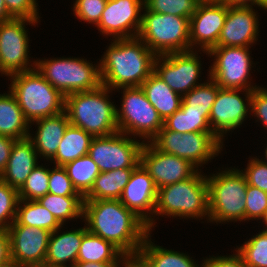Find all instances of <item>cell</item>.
<instances>
[{
  "label": "cell",
  "mask_w": 267,
  "mask_h": 267,
  "mask_svg": "<svg viewBox=\"0 0 267 267\" xmlns=\"http://www.w3.org/2000/svg\"><path fill=\"white\" fill-rule=\"evenodd\" d=\"M83 217L89 232L111 242L125 256L137 255L150 235L148 225L120 200H84Z\"/></svg>",
  "instance_id": "obj_1"
},
{
  "label": "cell",
  "mask_w": 267,
  "mask_h": 267,
  "mask_svg": "<svg viewBox=\"0 0 267 267\" xmlns=\"http://www.w3.org/2000/svg\"><path fill=\"white\" fill-rule=\"evenodd\" d=\"M105 53L99 64L101 81L111 91L141 86L154 72L156 55L139 37L115 38Z\"/></svg>",
  "instance_id": "obj_2"
},
{
  "label": "cell",
  "mask_w": 267,
  "mask_h": 267,
  "mask_svg": "<svg viewBox=\"0 0 267 267\" xmlns=\"http://www.w3.org/2000/svg\"><path fill=\"white\" fill-rule=\"evenodd\" d=\"M108 87L101 85L91 91L75 92L65 96V111L71 125L82 128L93 137L119 132L116 107L107 95Z\"/></svg>",
  "instance_id": "obj_3"
},
{
  "label": "cell",
  "mask_w": 267,
  "mask_h": 267,
  "mask_svg": "<svg viewBox=\"0 0 267 267\" xmlns=\"http://www.w3.org/2000/svg\"><path fill=\"white\" fill-rule=\"evenodd\" d=\"M10 91L30 124L65 110V96L55 89L37 69L11 75Z\"/></svg>",
  "instance_id": "obj_4"
},
{
  "label": "cell",
  "mask_w": 267,
  "mask_h": 267,
  "mask_svg": "<svg viewBox=\"0 0 267 267\" xmlns=\"http://www.w3.org/2000/svg\"><path fill=\"white\" fill-rule=\"evenodd\" d=\"M154 214L209 218L207 178L197 171L186 180L158 189Z\"/></svg>",
  "instance_id": "obj_5"
},
{
  "label": "cell",
  "mask_w": 267,
  "mask_h": 267,
  "mask_svg": "<svg viewBox=\"0 0 267 267\" xmlns=\"http://www.w3.org/2000/svg\"><path fill=\"white\" fill-rule=\"evenodd\" d=\"M143 9L138 37L156 56L190 51L188 18Z\"/></svg>",
  "instance_id": "obj_6"
},
{
  "label": "cell",
  "mask_w": 267,
  "mask_h": 267,
  "mask_svg": "<svg viewBox=\"0 0 267 267\" xmlns=\"http://www.w3.org/2000/svg\"><path fill=\"white\" fill-rule=\"evenodd\" d=\"M210 222L245 221L247 181L238 169L206 177Z\"/></svg>",
  "instance_id": "obj_7"
},
{
  "label": "cell",
  "mask_w": 267,
  "mask_h": 267,
  "mask_svg": "<svg viewBox=\"0 0 267 267\" xmlns=\"http://www.w3.org/2000/svg\"><path fill=\"white\" fill-rule=\"evenodd\" d=\"M36 61L34 66L37 71L64 96L91 91L102 85L99 65L94 67L84 59L57 58Z\"/></svg>",
  "instance_id": "obj_8"
},
{
  "label": "cell",
  "mask_w": 267,
  "mask_h": 267,
  "mask_svg": "<svg viewBox=\"0 0 267 267\" xmlns=\"http://www.w3.org/2000/svg\"><path fill=\"white\" fill-rule=\"evenodd\" d=\"M121 110L116 109L119 132L152 140L163 128L164 121L148 101L140 86L125 87Z\"/></svg>",
  "instance_id": "obj_9"
},
{
  "label": "cell",
  "mask_w": 267,
  "mask_h": 267,
  "mask_svg": "<svg viewBox=\"0 0 267 267\" xmlns=\"http://www.w3.org/2000/svg\"><path fill=\"white\" fill-rule=\"evenodd\" d=\"M148 142L159 151L190 161L197 168L220 153L223 143L213 132L179 133L164 126Z\"/></svg>",
  "instance_id": "obj_10"
},
{
  "label": "cell",
  "mask_w": 267,
  "mask_h": 267,
  "mask_svg": "<svg viewBox=\"0 0 267 267\" xmlns=\"http://www.w3.org/2000/svg\"><path fill=\"white\" fill-rule=\"evenodd\" d=\"M207 54L215 56V62L210 67L208 76L220 88L244 91H253L258 88L247 84L252 67L249 47L217 46Z\"/></svg>",
  "instance_id": "obj_11"
},
{
  "label": "cell",
  "mask_w": 267,
  "mask_h": 267,
  "mask_svg": "<svg viewBox=\"0 0 267 267\" xmlns=\"http://www.w3.org/2000/svg\"><path fill=\"white\" fill-rule=\"evenodd\" d=\"M116 132L107 136L94 137L88 155L98 165L100 172L117 169H134L140 163L142 142Z\"/></svg>",
  "instance_id": "obj_12"
},
{
  "label": "cell",
  "mask_w": 267,
  "mask_h": 267,
  "mask_svg": "<svg viewBox=\"0 0 267 267\" xmlns=\"http://www.w3.org/2000/svg\"><path fill=\"white\" fill-rule=\"evenodd\" d=\"M36 24V20L12 18L0 23V72L7 76L25 72L28 67V33L25 23Z\"/></svg>",
  "instance_id": "obj_13"
},
{
  "label": "cell",
  "mask_w": 267,
  "mask_h": 267,
  "mask_svg": "<svg viewBox=\"0 0 267 267\" xmlns=\"http://www.w3.org/2000/svg\"><path fill=\"white\" fill-rule=\"evenodd\" d=\"M197 56L192 50L158 55L154 61V72L174 92L183 96L201 85L196 83L201 70Z\"/></svg>",
  "instance_id": "obj_14"
},
{
  "label": "cell",
  "mask_w": 267,
  "mask_h": 267,
  "mask_svg": "<svg viewBox=\"0 0 267 267\" xmlns=\"http://www.w3.org/2000/svg\"><path fill=\"white\" fill-rule=\"evenodd\" d=\"M7 232L12 262L19 267H44L50 231L21 225L15 220Z\"/></svg>",
  "instance_id": "obj_15"
},
{
  "label": "cell",
  "mask_w": 267,
  "mask_h": 267,
  "mask_svg": "<svg viewBox=\"0 0 267 267\" xmlns=\"http://www.w3.org/2000/svg\"><path fill=\"white\" fill-rule=\"evenodd\" d=\"M228 12V4L223 0H203L189 19L190 50L199 44L208 53L217 47Z\"/></svg>",
  "instance_id": "obj_16"
},
{
  "label": "cell",
  "mask_w": 267,
  "mask_h": 267,
  "mask_svg": "<svg viewBox=\"0 0 267 267\" xmlns=\"http://www.w3.org/2000/svg\"><path fill=\"white\" fill-rule=\"evenodd\" d=\"M140 163L148 171L157 189L186 180L198 171L197 166L190 161L159 151L151 142L144 143Z\"/></svg>",
  "instance_id": "obj_17"
},
{
  "label": "cell",
  "mask_w": 267,
  "mask_h": 267,
  "mask_svg": "<svg viewBox=\"0 0 267 267\" xmlns=\"http://www.w3.org/2000/svg\"><path fill=\"white\" fill-rule=\"evenodd\" d=\"M143 8L144 0H107L97 27L116 39L138 37L142 24L139 12Z\"/></svg>",
  "instance_id": "obj_18"
},
{
  "label": "cell",
  "mask_w": 267,
  "mask_h": 267,
  "mask_svg": "<svg viewBox=\"0 0 267 267\" xmlns=\"http://www.w3.org/2000/svg\"><path fill=\"white\" fill-rule=\"evenodd\" d=\"M239 91L242 90L220 88L211 108L209 124L212 132L221 141L224 133L242 124L249 108L251 109L252 91H245L247 103L237 94Z\"/></svg>",
  "instance_id": "obj_19"
},
{
  "label": "cell",
  "mask_w": 267,
  "mask_h": 267,
  "mask_svg": "<svg viewBox=\"0 0 267 267\" xmlns=\"http://www.w3.org/2000/svg\"><path fill=\"white\" fill-rule=\"evenodd\" d=\"M158 189L148 171L139 163L133 170L129 182L124 187L120 202L141 218L149 228L154 227L152 216L156 207ZM145 212V213H144ZM147 213V214H146Z\"/></svg>",
  "instance_id": "obj_20"
},
{
  "label": "cell",
  "mask_w": 267,
  "mask_h": 267,
  "mask_svg": "<svg viewBox=\"0 0 267 267\" xmlns=\"http://www.w3.org/2000/svg\"><path fill=\"white\" fill-rule=\"evenodd\" d=\"M251 7L228 5L217 46L249 47L257 39L258 17Z\"/></svg>",
  "instance_id": "obj_21"
},
{
  "label": "cell",
  "mask_w": 267,
  "mask_h": 267,
  "mask_svg": "<svg viewBox=\"0 0 267 267\" xmlns=\"http://www.w3.org/2000/svg\"><path fill=\"white\" fill-rule=\"evenodd\" d=\"M37 156L38 154L29 137L15 140L6 168L0 175V180L19 190L32 170L38 165Z\"/></svg>",
  "instance_id": "obj_22"
},
{
  "label": "cell",
  "mask_w": 267,
  "mask_h": 267,
  "mask_svg": "<svg viewBox=\"0 0 267 267\" xmlns=\"http://www.w3.org/2000/svg\"><path fill=\"white\" fill-rule=\"evenodd\" d=\"M38 124L36 136L32 139L37 154H41L47 160L52 159L58 150L64 132L70 124L66 111L59 114L35 120Z\"/></svg>",
  "instance_id": "obj_23"
},
{
  "label": "cell",
  "mask_w": 267,
  "mask_h": 267,
  "mask_svg": "<svg viewBox=\"0 0 267 267\" xmlns=\"http://www.w3.org/2000/svg\"><path fill=\"white\" fill-rule=\"evenodd\" d=\"M59 229L51 233L44 267H67L70 261L73 266L79 253L83 235L88 231L87 227L67 231L58 235ZM57 234V235H56Z\"/></svg>",
  "instance_id": "obj_24"
},
{
  "label": "cell",
  "mask_w": 267,
  "mask_h": 267,
  "mask_svg": "<svg viewBox=\"0 0 267 267\" xmlns=\"http://www.w3.org/2000/svg\"><path fill=\"white\" fill-rule=\"evenodd\" d=\"M140 87L163 121L180 108L182 96L174 92L155 72Z\"/></svg>",
  "instance_id": "obj_25"
},
{
  "label": "cell",
  "mask_w": 267,
  "mask_h": 267,
  "mask_svg": "<svg viewBox=\"0 0 267 267\" xmlns=\"http://www.w3.org/2000/svg\"><path fill=\"white\" fill-rule=\"evenodd\" d=\"M29 124L14 95L0 94V135L15 140L26 138Z\"/></svg>",
  "instance_id": "obj_26"
},
{
  "label": "cell",
  "mask_w": 267,
  "mask_h": 267,
  "mask_svg": "<svg viewBox=\"0 0 267 267\" xmlns=\"http://www.w3.org/2000/svg\"><path fill=\"white\" fill-rule=\"evenodd\" d=\"M93 138L82 128L69 124L56 155L51 160L54 161L56 166H65L67 163L87 155Z\"/></svg>",
  "instance_id": "obj_27"
},
{
  "label": "cell",
  "mask_w": 267,
  "mask_h": 267,
  "mask_svg": "<svg viewBox=\"0 0 267 267\" xmlns=\"http://www.w3.org/2000/svg\"><path fill=\"white\" fill-rule=\"evenodd\" d=\"M134 169L100 172L84 200H119Z\"/></svg>",
  "instance_id": "obj_28"
},
{
  "label": "cell",
  "mask_w": 267,
  "mask_h": 267,
  "mask_svg": "<svg viewBox=\"0 0 267 267\" xmlns=\"http://www.w3.org/2000/svg\"><path fill=\"white\" fill-rule=\"evenodd\" d=\"M120 257L124 259L125 255L111 242L87 231L83 235L76 262L120 264Z\"/></svg>",
  "instance_id": "obj_29"
},
{
  "label": "cell",
  "mask_w": 267,
  "mask_h": 267,
  "mask_svg": "<svg viewBox=\"0 0 267 267\" xmlns=\"http://www.w3.org/2000/svg\"><path fill=\"white\" fill-rule=\"evenodd\" d=\"M148 237L147 235L138 255L150 267H199L186 254L155 246Z\"/></svg>",
  "instance_id": "obj_30"
},
{
  "label": "cell",
  "mask_w": 267,
  "mask_h": 267,
  "mask_svg": "<svg viewBox=\"0 0 267 267\" xmlns=\"http://www.w3.org/2000/svg\"><path fill=\"white\" fill-rule=\"evenodd\" d=\"M22 203L24 206H20ZM15 220L21 225L45 229L51 233L63 227L56 217L37 200L20 199Z\"/></svg>",
  "instance_id": "obj_31"
},
{
  "label": "cell",
  "mask_w": 267,
  "mask_h": 267,
  "mask_svg": "<svg viewBox=\"0 0 267 267\" xmlns=\"http://www.w3.org/2000/svg\"><path fill=\"white\" fill-rule=\"evenodd\" d=\"M219 89L220 87L210 78V82L202 83L182 96L180 109L183 112L202 113V116H210Z\"/></svg>",
  "instance_id": "obj_32"
},
{
  "label": "cell",
  "mask_w": 267,
  "mask_h": 267,
  "mask_svg": "<svg viewBox=\"0 0 267 267\" xmlns=\"http://www.w3.org/2000/svg\"><path fill=\"white\" fill-rule=\"evenodd\" d=\"M77 192L84 198L99 175L98 165L87 154L63 166Z\"/></svg>",
  "instance_id": "obj_33"
},
{
  "label": "cell",
  "mask_w": 267,
  "mask_h": 267,
  "mask_svg": "<svg viewBox=\"0 0 267 267\" xmlns=\"http://www.w3.org/2000/svg\"><path fill=\"white\" fill-rule=\"evenodd\" d=\"M37 201L47 208L62 225L67 219L83 217L84 198L82 196H61L47 193Z\"/></svg>",
  "instance_id": "obj_34"
},
{
  "label": "cell",
  "mask_w": 267,
  "mask_h": 267,
  "mask_svg": "<svg viewBox=\"0 0 267 267\" xmlns=\"http://www.w3.org/2000/svg\"><path fill=\"white\" fill-rule=\"evenodd\" d=\"M209 117L202 116V113L183 112L179 108L173 115L164 120V127L179 133L212 132Z\"/></svg>",
  "instance_id": "obj_35"
},
{
  "label": "cell",
  "mask_w": 267,
  "mask_h": 267,
  "mask_svg": "<svg viewBox=\"0 0 267 267\" xmlns=\"http://www.w3.org/2000/svg\"><path fill=\"white\" fill-rule=\"evenodd\" d=\"M236 251L247 267H267V230L253 236Z\"/></svg>",
  "instance_id": "obj_36"
},
{
  "label": "cell",
  "mask_w": 267,
  "mask_h": 267,
  "mask_svg": "<svg viewBox=\"0 0 267 267\" xmlns=\"http://www.w3.org/2000/svg\"><path fill=\"white\" fill-rule=\"evenodd\" d=\"M203 0H144V6L152 12L190 17Z\"/></svg>",
  "instance_id": "obj_37"
},
{
  "label": "cell",
  "mask_w": 267,
  "mask_h": 267,
  "mask_svg": "<svg viewBox=\"0 0 267 267\" xmlns=\"http://www.w3.org/2000/svg\"><path fill=\"white\" fill-rule=\"evenodd\" d=\"M49 169L36 166L18 190L19 199L37 200L48 193Z\"/></svg>",
  "instance_id": "obj_38"
},
{
  "label": "cell",
  "mask_w": 267,
  "mask_h": 267,
  "mask_svg": "<svg viewBox=\"0 0 267 267\" xmlns=\"http://www.w3.org/2000/svg\"><path fill=\"white\" fill-rule=\"evenodd\" d=\"M19 200L18 189L0 180V228L8 229L15 221Z\"/></svg>",
  "instance_id": "obj_39"
},
{
  "label": "cell",
  "mask_w": 267,
  "mask_h": 267,
  "mask_svg": "<svg viewBox=\"0 0 267 267\" xmlns=\"http://www.w3.org/2000/svg\"><path fill=\"white\" fill-rule=\"evenodd\" d=\"M245 220L264 219L267 213V192L247 184Z\"/></svg>",
  "instance_id": "obj_40"
},
{
  "label": "cell",
  "mask_w": 267,
  "mask_h": 267,
  "mask_svg": "<svg viewBox=\"0 0 267 267\" xmlns=\"http://www.w3.org/2000/svg\"><path fill=\"white\" fill-rule=\"evenodd\" d=\"M48 186V193L61 196H81L73 186L63 166H56L49 170Z\"/></svg>",
  "instance_id": "obj_41"
},
{
  "label": "cell",
  "mask_w": 267,
  "mask_h": 267,
  "mask_svg": "<svg viewBox=\"0 0 267 267\" xmlns=\"http://www.w3.org/2000/svg\"><path fill=\"white\" fill-rule=\"evenodd\" d=\"M107 0H76L74 13L82 21L96 24L100 22Z\"/></svg>",
  "instance_id": "obj_42"
},
{
  "label": "cell",
  "mask_w": 267,
  "mask_h": 267,
  "mask_svg": "<svg viewBox=\"0 0 267 267\" xmlns=\"http://www.w3.org/2000/svg\"><path fill=\"white\" fill-rule=\"evenodd\" d=\"M247 166L245 172L241 170L247 184L267 192V164L252 158Z\"/></svg>",
  "instance_id": "obj_43"
},
{
  "label": "cell",
  "mask_w": 267,
  "mask_h": 267,
  "mask_svg": "<svg viewBox=\"0 0 267 267\" xmlns=\"http://www.w3.org/2000/svg\"><path fill=\"white\" fill-rule=\"evenodd\" d=\"M4 2L13 18H27L38 21L36 0H4Z\"/></svg>",
  "instance_id": "obj_44"
},
{
  "label": "cell",
  "mask_w": 267,
  "mask_h": 267,
  "mask_svg": "<svg viewBox=\"0 0 267 267\" xmlns=\"http://www.w3.org/2000/svg\"><path fill=\"white\" fill-rule=\"evenodd\" d=\"M251 112L264 123L267 128V89L258 87L252 91Z\"/></svg>",
  "instance_id": "obj_45"
},
{
  "label": "cell",
  "mask_w": 267,
  "mask_h": 267,
  "mask_svg": "<svg viewBox=\"0 0 267 267\" xmlns=\"http://www.w3.org/2000/svg\"><path fill=\"white\" fill-rule=\"evenodd\" d=\"M202 267H247L242 259V256L237 252L235 255L216 256L204 260Z\"/></svg>",
  "instance_id": "obj_46"
},
{
  "label": "cell",
  "mask_w": 267,
  "mask_h": 267,
  "mask_svg": "<svg viewBox=\"0 0 267 267\" xmlns=\"http://www.w3.org/2000/svg\"><path fill=\"white\" fill-rule=\"evenodd\" d=\"M15 139L0 135V175L6 168Z\"/></svg>",
  "instance_id": "obj_47"
},
{
  "label": "cell",
  "mask_w": 267,
  "mask_h": 267,
  "mask_svg": "<svg viewBox=\"0 0 267 267\" xmlns=\"http://www.w3.org/2000/svg\"><path fill=\"white\" fill-rule=\"evenodd\" d=\"M11 262L9 235L7 229L0 228V266Z\"/></svg>",
  "instance_id": "obj_48"
},
{
  "label": "cell",
  "mask_w": 267,
  "mask_h": 267,
  "mask_svg": "<svg viewBox=\"0 0 267 267\" xmlns=\"http://www.w3.org/2000/svg\"><path fill=\"white\" fill-rule=\"evenodd\" d=\"M251 5H258L263 9H267V0H226L227 4L234 7H251Z\"/></svg>",
  "instance_id": "obj_49"
},
{
  "label": "cell",
  "mask_w": 267,
  "mask_h": 267,
  "mask_svg": "<svg viewBox=\"0 0 267 267\" xmlns=\"http://www.w3.org/2000/svg\"><path fill=\"white\" fill-rule=\"evenodd\" d=\"M122 261L124 267H150L138 254L125 256Z\"/></svg>",
  "instance_id": "obj_50"
},
{
  "label": "cell",
  "mask_w": 267,
  "mask_h": 267,
  "mask_svg": "<svg viewBox=\"0 0 267 267\" xmlns=\"http://www.w3.org/2000/svg\"><path fill=\"white\" fill-rule=\"evenodd\" d=\"M69 267V266H68ZM71 267H119L118 263L76 262Z\"/></svg>",
  "instance_id": "obj_51"
},
{
  "label": "cell",
  "mask_w": 267,
  "mask_h": 267,
  "mask_svg": "<svg viewBox=\"0 0 267 267\" xmlns=\"http://www.w3.org/2000/svg\"><path fill=\"white\" fill-rule=\"evenodd\" d=\"M13 17L9 14L4 0H0V23L8 21Z\"/></svg>",
  "instance_id": "obj_52"
},
{
  "label": "cell",
  "mask_w": 267,
  "mask_h": 267,
  "mask_svg": "<svg viewBox=\"0 0 267 267\" xmlns=\"http://www.w3.org/2000/svg\"><path fill=\"white\" fill-rule=\"evenodd\" d=\"M0 267H19V266H17L14 262H11V263H8L6 265H2Z\"/></svg>",
  "instance_id": "obj_53"
},
{
  "label": "cell",
  "mask_w": 267,
  "mask_h": 267,
  "mask_svg": "<svg viewBox=\"0 0 267 267\" xmlns=\"http://www.w3.org/2000/svg\"><path fill=\"white\" fill-rule=\"evenodd\" d=\"M263 222L266 224V227H267V213H266V215H265V217L263 219ZM265 230H267V228Z\"/></svg>",
  "instance_id": "obj_54"
},
{
  "label": "cell",
  "mask_w": 267,
  "mask_h": 267,
  "mask_svg": "<svg viewBox=\"0 0 267 267\" xmlns=\"http://www.w3.org/2000/svg\"><path fill=\"white\" fill-rule=\"evenodd\" d=\"M265 157H266V160L262 161L263 163L267 164V147H266V150H265Z\"/></svg>",
  "instance_id": "obj_55"
}]
</instances>
